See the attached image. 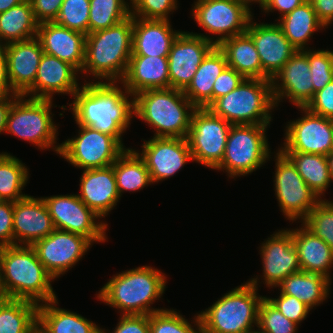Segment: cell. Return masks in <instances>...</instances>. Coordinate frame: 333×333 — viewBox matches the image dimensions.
<instances>
[{
	"instance_id": "1",
	"label": "cell",
	"mask_w": 333,
	"mask_h": 333,
	"mask_svg": "<svg viewBox=\"0 0 333 333\" xmlns=\"http://www.w3.org/2000/svg\"><path fill=\"white\" fill-rule=\"evenodd\" d=\"M117 84L120 82L85 80L73 95L69 108L73 111L76 124L112 135L124 146L122 134L130 127L134 116L133 95L127 92L124 85L121 88Z\"/></svg>"
},
{
	"instance_id": "2",
	"label": "cell",
	"mask_w": 333,
	"mask_h": 333,
	"mask_svg": "<svg viewBox=\"0 0 333 333\" xmlns=\"http://www.w3.org/2000/svg\"><path fill=\"white\" fill-rule=\"evenodd\" d=\"M0 279L3 295L37 305L57 298L51 286L55 280L27 245L3 247L0 252Z\"/></svg>"
},
{
	"instance_id": "3",
	"label": "cell",
	"mask_w": 333,
	"mask_h": 333,
	"mask_svg": "<svg viewBox=\"0 0 333 333\" xmlns=\"http://www.w3.org/2000/svg\"><path fill=\"white\" fill-rule=\"evenodd\" d=\"M166 278L165 273L157 268L139 266L113 275L96 294V298L122 315H150L165 309L151 305L162 298Z\"/></svg>"
},
{
	"instance_id": "4",
	"label": "cell",
	"mask_w": 333,
	"mask_h": 333,
	"mask_svg": "<svg viewBox=\"0 0 333 333\" xmlns=\"http://www.w3.org/2000/svg\"><path fill=\"white\" fill-rule=\"evenodd\" d=\"M132 40L133 16L115 26L88 33L80 74L92 75L96 82H120L132 55Z\"/></svg>"
},
{
	"instance_id": "5",
	"label": "cell",
	"mask_w": 333,
	"mask_h": 333,
	"mask_svg": "<svg viewBox=\"0 0 333 333\" xmlns=\"http://www.w3.org/2000/svg\"><path fill=\"white\" fill-rule=\"evenodd\" d=\"M196 107L174 88L150 89L133 96L136 118L154 129L153 137L186 138Z\"/></svg>"
},
{
	"instance_id": "6",
	"label": "cell",
	"mask_w": 333,
	"mask_h": 333,
	"mask_svg": "<svg viewBox=\"0 0 333 333\" xmlns=\"http://www.w3.org/2000/svg\"><path fill=\"white\" fill-rule=\"evenodd\" d=\"M258 276L222 295L201 311L202 333H246L258 324V311L265 296L257 293Z\"/></svg>"
},
{
	"instance_id": "7",
	"label": "cell",
	"mask_w": 333,
	"mask_h": 333,
	"mask_svg": "<svg viewBox=\"0 0 333 333\" xmlns=\"http://www.w3.org/2000/svg\"><path fill=\"white\" fill-rule=\"evenodd\" d=\"M274 108L276 109V105L271 80L247 78L208 107L214 115L231 125L270 124Z\"/></svg>"
},
{
	"instance_id": "8",
	"label": "cell",
	"mask_w": 333,
	"mask_h": 333,
	"mask_svg": "<svg viewBox=\"0 0 333 333\" xmlns=\"http://www.w3.org/2000/svg\"><path fill=\"white\" fill-rule=\"evenodd\" d=\"M26 98L24 95L15 98L7 115L5 133L35 145L37 149L49 148L59 154L58 126L51 112L53 100Z\"/></svg>"
},
{
	"instance_id": "9",
	"label": "cell",
	"mask_w": 333,
	"mask_h": 333,
	"mask_svg": "<svg viewBox=\"0 0 333 333\" xmlns=\"http://www.w3.org/2000/svg\"><path fill=\"white\" fill-rule=\"evenodd\" d=\"M270 124L232 125L227 137L221 164L215 170L227 172L228 177L246 176L271 159L266 131Z\"/></svg>"
},
{
	"instance_id": "10",
	"label": "cell",
	"mask_w": 333,
	"mask_h": 333,
	"mask_svg": "<svg viewBox=\"0 0 333 333\" xmlns=\"http://www.w3.org/2000/svg\"><path fill=\"white\" fill-rule=\"evenodd\" d=\"M192 7V19L215 37L207 36V33H190L204 37L216 46L227 38L245 33L254 15L249 4L239 0H196Z\"/></svg>"
},
{
	"instance_id": "11",
	"label": "cell",
	"mask_w": 333,
	"mask_h": 333,
	"mask_svg": "<svg viewBox=\"0 0 333 333\" xmlns=\"http://www.w3.org/2000/svg\"><path fill=\"white\" fill-rule=\"evenodd\" d=\"M78 125V136L61 143L59 155L76 168L96 169L111 166L127 149L112 135L93 127Z\"/></svg>"
},
{
	"instance_id": "12",
	"label": "cell",
	"mask_w": 333,
	"mask_h": 333,
	"mask_svg": "<svg viewBox=\"0 0 333 333\" xmlns=\"http://www.w3.org/2000/svg\"><path fill=\"white\" fill-rule=\"evenodd\" d=\"M231 126L208 108H196L186 137L193 162L215 170L223 159Z\"/></svg>"
},
{
	"instance_id": "13",
	"label": "cell",
	"mask_w": 333,
	"mask_h": 333,
	"mask_svg": "<svg viewBox=\"0 0 333 333\" xmlns=\"http://www.w3.org/2000/svg\"><path fill=\"white\" fill-rule=\"evenodd\" d=\"M275 158L274 191L285 219L302 222L321 200L297 172L292 161L278 148Z\"/></svg>"
},
{
	"instance_id": "14",
	"label": "cell",
	"mask_w": 333,
	"mask_h": 333,
	"mask_svg": "<svg viewBox=\"0 0 333 333\" xmlns=\"http://www.w3.org/2000/svg\"><path fill=\"white\" fill-rule=\"evenodd\" d=\"M42 198L55 229L83 235L92 243L107 241L108 224L102 220L98 222L101 217L89 209L77 194L53 195Z\"/></svg>"
},
{
	"instance_id": "15",
	"label": "cell",
	"mask_w": 333,
	"mask_h": 333,
	"mask_svg": "<svg viewBox=\"0 0 333 333\" xmlns=\"http://www.w3.org/2000/svg\"><path fill=\"white\" fill-rule=\"evenodd\" d=\"M302 116L285 126L282 152H302L328 156L333 151V119L298 107Z\"/></svg>"
},
{
	"instance_id": "16",
	"label": "cell",
	"mask_w": 333,
	"mask_h": 333,
	"mask_svg": "<svg viewBox=\"0 0 333 333\" xmlns=\"http://www.w3.org/2000/svg\"><path fill=\"white\" fill-rule=\"evenodd\" d=\"M92 243L77 233L55 229L50 235L34 242L38 260L56 280L68 272L90 250Z\"/></svg>"
},
{
	"instance_id": "17",
	"label": "cell",
	"mask_w": 333,
	"mask_h": 333,
	"mask_svg": "<svg viewBox=\"0 0 333 333\" xmlns=\"http://www.w3.org/2000/svg\"><path fill=\"white\" fill-rule=\"evenodd\" d=\"M141 148L137 153L145 161L152 183L167 180L193 161L186 138L152 136L144 140Z\"/></svg>"
},
{
	"instance_id": "18",
	"label": "cell",
	"mask_w": 333,
	"mask_h": 333,
	"mask_svg": "<svg viewBox=\"0 0 333 333\" xmlns=\"http://www.w3.org/2000/svg\"><path fill=\"white\" fill-rule=\"evenodd\" d=\"M216 45L204 37L182 31L168 54L170 88L184 91L198 66Z\"/></svg>"
},
{
	"instance_id": "19",
	"label": "cell",
	"mask_w": 333,
	"mask_h": 333,
	"mask_svg": "<svg viewBox=\"0 0 333 333\" xmlns=\"http://www.w3.org/2000/svg\"><path fill=\"white\" fill-rule=\"evenodd\" d=\"M311 80L308 49L297 50L271 80L276 107L285 98L297 108L306 107L314 97Z\"/></svg>"
},
{
	"instance_id": "20",
	"label": "cell",
	"mask_w": 333,
	"mask_h": 333,
	"mask_svg": "<svg viewBox=\"0 0 333 333\" xmlns=\"http://www.w3.org/2000/svg\"><path fill=\"white\" fill-rule=\"evenodd\" d=\"M263 275L266 287H277L286 277L301 270L292 232L282 229L274 232L260 245Z\"/></svg>"
},
{
	"instance_id": "21",
	"label": "cell",
	"mask_w": 333,
	"mask_h": 333,
	"mask_svg": "<svg viewBox=\"0 0 333 333\" xmlns=\"http://www.w3.org/2000/svg\"><path fill=\"white\" fill-rule=\"evenodd\" d=\"M249 21L246 33L252 38L262 65V79L272 80L297 49L277 23Z\"/></svg>"
},
{
	"instance_id": "22",
	"label": "cell",
	"mask_w": 333,
	"mask_h": 333,
	"mask_svg": "<svg viewBox=\"0 0 333 333\" xmlns=\"http://www.w3.org/2000/svg\"><path fill=\"white\" fill-rule=\"evenodd\" d=\"M80 72L57 57L43 54L34 84L23 94L30 98L52 100L53 95H73L81 87L77 81Z\"/></svg>"
},
{
	"instance_id": "23",
	"label": "cell",
	"mask_w": 333,
	"mask_h": 333,
	"mask_svg": "<svg viewBox=\"0 0 333 333\" xmlns=\"http://www.w3.org/2000/svg\"><path fill=\"white\" fill-rule=\"evenodd\" d=\"M55 230L42 197H27L13 202L14 245L31 246Z\"/></svg>"
},
{
	"instance_id": "24",
	"label": "cell",
	"mask_w": 333,
	"mask_h": 333,
	"mask_svg": "<svg viewBox=\"0 0 333 333\" xmlns=\"http://www.w3.org/2000/svg\"><path fill=\"white\" fill-rule=\"evenodd\" d=\"M4 46L9 84L16 94L23 95L34 84L43 48L36 37Z\"/></svg>"
},
{
	"instance_id": "25",
	"label": "cell",
	"mask_w": 333,
	"mask_h": 333,
	"mask_svg": "<svg viewBox=\"0 0 333 333\" xmlns=\"http://www.w3.org/2000/svg\"><path fill=\"white\" fill-rule=\"evenodd\" d=\"M45 54L59 58L79 72L85 61L86 35L56 22H44L38 25L37 36Z\"/></svg>"
},
{
	"instance_id": "26",
	"label": "cell",
	"mask_w": 333,
	"mask_h": 333,
	"mask_svg": "<svg viewBox=\"0 0 333 333\" xmlns=\"http://www.w3.org/2000/svg\"><path fill=\"white\" fill-rule=\"evenodd\" d=\"M80 194L77 196L99 217L105 218L121 197L118 194L112 166L82 170Z\"/></svg>"
},
{
	"instance_id": "27",
	"label": "cell",
	"mask_w": 333,
	"mask_h": 333,
	"mask_svg": "<svg viewBox=\"0 0 333 333\" xmlns=\"http://www.w3.org/2000/svg\"><path fill=\"white\" fill-rule=\"evenodd\" d=\"M120 83L133 96L150 89L170 88L168 56H131Z\"/></svg>"
},
{
	"instance_id": "28",
	"label": "cell",
	"mask_w": 333,
	"mask_h": 333,
	"mask_svg": "<svg viewBox=\"0 0 333 333\" xmlns=\"http://www.w3.org/2000/svg\"><path fill=\"white\" fill-rule=\"evenodd\" d=\"M181 32L172 28L170 20L133 17L131 56H168Z\"/></svg>"
},
{
	"instance_id": "29",
	"label": "cell",
	"mask_w": 333,
	"mask_h": 333,
	"mask_svg": "<svg viewBox=\"0 0 333 333\" xmlns=\"http://www.w3.org/2000/svg\"><path fill=\"white\" fill-rule=\"evenodd\" d=\"M292 232V240L298 252L302 271L325 276L332 282L333 251L327 243L314 235L303 224Z\"/></svg>"
},
{
	"instance_id": "30",
	"label": "cell",
	"mask_w": 333,
	"mask_h": 333,
	"mask_svg": "<svg viewBox=\"0 0 333 333\" xmlns=\"http://www.w3.org/2000/svg\"><path fill=\"white\" fill-rule=\"evenodd\" d=\"M227 66L226 56L218 46L203 59L191 83L183 91L196 108H208L212 104L214 81Z\"/></svg>"
},
{
	"instance_id": "31",
	"label": "cell",
	"mask_w": 333,
	"mask_h": 333,
	"mask_svg": "<svg viewBox=\"0 0 333 333\" xmlns=\"http://www.w3.org/2000/svg\"><path fill=\"white\" fill-rule=\"evenodd\" d=\"M57 305V298L38 305L37 325L45 333H101L98 324Z\"/></svg>"
},
{
	"instance_id": "32",
	"label": "cell",
	"mask_w": 333,
	"mask_h": 333,
	"mask_svg": "<svg viewBox=\"0 0 333 333\" xmlns=\"http://www.w3.org/2000/svg\"><path fill=\"white\" fill-rule=\"evenodd\" d=\"M219 49L225 54L228 67L247 79H262V65L252 38L245 32L223 40Z\"/></svg>"
},
{
	"instance_id": "33",
	"label": "cell",
	"mask_w": 333,
	"mask_h": 333,
	"mask_svg": "<svg viewBox=\"0 0 333 333\" xmlns=\"http://www.w3.org/2000/svg\"><path fill=\"white\" fill-rule=\"evenodd\" d=\"M331 284L325 276L300 270L286 277L277 287L282 294L296 297L312 310L329 297Z\"/></svg>"
},
{
	"instance_id": "34",
	"label": "cell",
	"mask_w": 333,
	"mask_h": 333,
	"mask_svg": "<svg viewBox=\"0 0 333 333\" xmlns=\"http://www.w3.org/2000/svg\"><path fill=\"white\" fill-rule=\"evenodd\" d=\"M285 37L297 50L308 49L306 45L315 32L324 29L318 20L313 5L309 0L296 7L292 12L277 19Z\"/></svg>"
},
{
	"instance_id": "35",
	"label": "cell",
	"mask_w": 333,
	"mask_h": 333,
	"mask_svg": "<svg viewBox=\"0 0 333 333\" xmlns=\"http://www.w3.org/2000/svg\"><path fill=\"white\" fill-rule=\"evenodd\" d=\"M36 21L30 0L0 13V44L25 41L37 36Z\"/></svg>"
},
{
	"instance_id": "36",
	"label": "cell",
	"mask_w": 333,
	"mask_h": 333,
	"mask_svg": "<svg viewBox=\"0 0 333 333\" xmlns=\"http://www.w3.org/2000/svg\"><path fill=\"white\" fill-rule=\"evenodd\" d=\"M111 166L120 197L125 191L137 192L153 184L146 163L136 149L127 148Z\"/></svg>"
},
{
	"instance_id": "37",
	"label": "cell",
	"mask_w": 333,
	"mask_h": 333,
	"mask_svg": "<svg viewBox=\"0 0 333 333\" xmlns=\"http://www.w3.org/2000/svg\"><path fill=\"white\" fill-rule=\"evenodd\" d=\"M295 165L297 172L307 186L320 199L324 197L332 179L329 171L327 156L302 152H283Z\"/></svg>"
},
{
	"instance_id": "38",
	"label": "cell",
	"mask_w": 333,
	"mask_h": 333,
	"mask_svg": "<svg viewBox=\"0 0 333 333\" xmlns=\"http://www.w3.org/2000/svg\"><path fill=\"white\" fill-rule=\"evenodd\" d=\"M36 303L4 298L0 303V333H31L37 325Z\"/></svg>"
},
{
	"instance_id": "39",
	"label": "cell",
	"mask_w": 333,
	"mask_h": 333,
	"mask_svg": "<svg viewBox=\"0 0 333 333\" xmlns=\"http://www.w3.org/2000/svg\"><path fill=\"white\" fill-rule=\"evenodd\" d=\"M29 168L22 160L0 152V201H19L28 195L21 190L28 183Z\"/></svg>"
},
{
	"instance_id": "40",
	"label": "cell",
	"mask_w": 333,
	"mask_h": 333,
	"mask_svg": "<svg viewBox=\"0 0 333 333\" xmlns=\"http://www.w3.org/2000/svg\"><path fill=\"white\" fill-rule=\"evenodd\" d=\"M125 0H90L88 33L115 26L131 16Z\"/></svg>"
},
{
	"instance_id": "41",
	"label": "cell",
	"mask_w": 333,
	"mask_h": 333,
	"mask_svg": "<svg viewBox=\"0 0 333 333\" xmlns=\"http://www.w3.org/2000/svg\"><path fill=\"white\" fill-rule=\"evenodd\" d=\"M179 313L173 308H166L150 314V333H202L201 320L198 313L194 316V320H191V324Z\"/></svg>"
},
{
	"instance_id": "42",
	"label": "cell",
	"mask_w": 333,
	"mask_h": 333,
	"mask_svg": "<svg viewBox=\"0 0 333 333\" xmlns=\"http://www.w3.org/2000/svg\"><path fill=\"white\" fill-rule=\"evenodd\" d=\"M301 223L333 251V201L321 199Z\"/></svg>"
},
{
	"instance_id": "43",
	"label": "cell",
	"mask_w": 333,
	"mask_h": 333,
	"mask_svg": "<svg viewBox=\"0 0 333 333\" xmlns=\"http://www.w3.org/2000/svg\"><path fill=\"white\" fill-rule=\"evenodd\" d=\"M89 13L90 0H64L54 22L87 35Z\"/></svg>"
},
{
	"instance_id": "44",
	"label": "cell",
	"mask_w": 333,
	"mask_h": 333,
	"mask_svg": "<svg viewBox=\"0 0 333 333\" xmlns=\"http://www.w3.org/2000/svg\"><path fill=\"white\" fill-rule=\"evenodd\" d=\"M299 325L288 320L266 296L260 303L257 328L265 333H296Z\"/></svg>"
},
{
	"instance_id": "45",
	"label": "cell",
	"mask_w": 333,
	"mask_h": 333,
	"mask_svg": "<svg viewBox=\"0 0 333 333\" xmlns=\"http://www.w3.org/2000/svg\"><path fill=\"white\" fill-rule=\"evenodd\" d=\"M308 48V63L314 94L333 80V51Z\"/></svg>"
},
{
	"instance_id": "46",
	"label": "cell",
	"mask_w": 333,
	"mask_h": 333,
	"mask_svg": "<svg viewBox=\"0 0 333 333\" xmlns=\"http://www.w3.org/2000/svg\"><path fill=\"white\" fill-rule=\"evenodd\" d=\"M130 14L142 19L170 20L178 8L177 0H130Z\"/></svg>"
},
{
	"instance_id": "47",
	"label": "cell",
	"mask_w": 333,
	"mask_h": 333,
	"mask_svg": "<svg viewBox=\"0 0 333 333\" xmlns=\"http://www.w3.org/2000/svg\"><path fill=\"white\" fill-rule=\"evenodd\" d=\"M288 320L301 324L306 319L311 309L294 296L282 294L277 298L266 297Z\"/></svg>"
},
{
	"instance_id": "48",
	"label": "cell",
	"mask_w": 333,
	"mask_h": 333,
	"mask_svg": "<svg viewBox=\"0 0 333 333\" xmlns=\"http://www.w3.org/2000/svg\"><path fill=\"white\" fill-rule=\"evenodd\" d=\"M306 108L314 114L333 119V80L314 94Z\"/></svg>"
},
{
	"instance_id": "49",
	"label": "cell",
	"mask_w": 333,
	"mask_h": 333,
	"mask_svg": "<svg viewBox=\"0 0 333 333\" xmlns=\"http://www.w3.org/2000/svg\"><path fill=\"white\" fill-rule=\"evenodd\" d=\"M245 78L236 70L226 67L216 78L212 90V103L237 88Z\"/></svg>"
},
{
	"instance_id": "50",
	"label": "cell",
	"mask_w": 333,
	"mask_h": 333,
	"mask_svg": "<svg viewBox=\"0 0 333 333\" xmlns=\"http://www.w3.org/2000/svg\"><path fill=\"white\" fill-rule=\"evenodd\" d=\"M112 333H150V315H121ZM101 333H109L101 328Z\"/></svg>"
},
{
	"instance_id": "51",
	"label": "cell",
	"mask_w": 333,
	"mask_h": 333,
	"mask_svg": "<svg viewBox=\"0 0 333 333\" xmlns=\"http://www.w3.org/2000/svg\"><path fill=\"white\" fill-rule=\"evenodd\" d=\"M0 245L14 246L13 202L0 201Z\"/></svg>"
},
{
	"instance_id": "52",
	"label": "cell",
	"mask_w": 333,
	"mask_h": 333,
	"mask_svg": "<svg viewBox=\"0 0 333 333\" xmlns=\"http://www.w3.org/2000/svg\"><path fill=\"white\" fill-rule=\"evenodd\" d=\"M64 0H30L36 21L54 22Z\"/></svg>"
},
{
	"instance_id": "53",
	"label": "cell",
	"mask_w": 333,
	"mask_h": 333,
	"mask_svg": "<svg viewBox=\"0 0 333 333\" xmlns=\"http://www.w3.org/2000/svg\"><path fill=\"white\" fill-rule=\"evenodd\" d=\"M314 7L318 20L328 28L333 24V0H309Z\"/></svg>"
},
{
	"instance_id": "54",
	"label": "cell",
	"mask_w": 333,
	"mask_h": 333,
	"mask_svg": "<svg viewBox=\"0 0 333 333\" xmlns=\"http://www.w3.org/2000/svg\"><path fill=\"white\" fill-rule=\"evenodd\" d=\"M307 0H270L263 8L262 11L267 14L269 12L279 11L280 17L292 12L296 7L302 5Z\"/></svg>"
},
{
	"instance_id": "55",
	"label": "cell",
	"mask_w": 333,
	"mask_h": 333,
	"mask_svg": "<svg viewBox=\"0 0 333 333\" xmlns=\"http://www.w3.org/2000/svg\"><path fill=\"white\" fill-rule=\"evenodd\" d=\"M16 94L9 84L5 46L0 44V95Z\"/></svg>"
},
{
	"instance_id": "56",
	"label": "cell",
	"mask_w": 333,
	"mask_h": 333,
	"mask_svg": "<svg viewBox=\"0 0 333 333\" xmlns=\"http://www.w3.org/2000/svg\"><path fill=\"white\" fill-rule=\"evenodd\" d=\"M18 94L0 95V134L5 132L7 115Z\"/></svg>"
},
{
	"instance_id": "57",
	"label": "cell",
	"mask_w": 333,
	"mask_h": 333,
	"mask_svg": "<svg viewBox=\"0 0 333 333\" xmlns=\"http://www.w3.org/2000/svg\"><path fill=\"white\" fill-rule=\"evenodd\" d=\"M26 0H0V13L9 10L10 8L23 3Z\"/></svg>"
},
{
	"instance_id": "58",
	"label": "cell",
	"mask_w": 333,
	"mask_h": 333,
	"mask_svg": "<svg viewBox=\"0 0 333 333\" xmlns=\"http://www.w3.org/2000/svg\"><path fill=\"white\" fill-rule=\"evenodd\" d=\"M331 179L333 180V151L327 156Z\"/></svg>"
},
{
	"instance_id": "59",
	"label": "cell",
	"mask_w": 333,
	"mask_h": 333,
	"mask_svg": "<svg viewBox=\"0 0 333 333\" xmlns=\"http://www.w3.org/2000/svg\"><path fill=\"white\" fill-rule=\"evenodd\" d=\"M270 0H250L249 7L252 5V3H259V7L260 9H262Z\"/></svg>"
},
{
	"instance_id": "60",
	"label": "cell",
	"mask_w": 333,
	"mask_h": 333,
	"mask_svg": "<svg viewBox=\"0 0 333 333\" xmlns=\"http://www.w3.org/2000/svg\"><path fill=\"white\" fill-rule=\"evenodd\" d=\"M31 333H45L38 325H36Z\"/></svg>"
},
{
	"instance_id": "61",
	"label": "cell",
	"mask_w": 333,
	"mask_h": 333,
	"mask_svg": "<svg viewBox=\"0 0 333 333\" xmlns=\"http://www.w3.org/2000/svg\"><path fill=\"white\" fill-rule=\"evenodd\" d=\"M246 333H265V332H263L262 330H260V329L258 328L257 330H255V329L249 330V331H247Z\"/></svg>"
},
{
	"instance_id": "62",
	"label": "cell",
	"mask_w": 333,
	"mask_h": 333,
	"mask_svg": "<svg viewBox=\"0 0 333 333\" xmlns=\"http://www.w3.org/2000/svg\"><path fill=\"white\" fill-rule=\"evenodd\" d=\"M4 298H5V297H4V295H3V291H0V303L3 301Z\"/></svg>"
},
{
	"instance_id": "63",
	"label": "cell",
	"mask_w": 333,
	"mask_h": 333,
	"mask_svg": "<svg viewBox=\"0 0 333 333\" xmlns=\"http://www.w3.org/2000/svg\"><path fill=\"white\" fill-rule=\"evenodd\" d=\"M239 1H242V2H245L247 4H250V0H239Z\"/></svg>"
},
{
	"instance_id": "64",
	"label": "cell",
	"mask_w": 333,
	"mask_h": 333,
	"mask_svg": "<svg viewBox=\"0 0 333 333\" xmlns=\"http://www.w3.org/2000/svg\"><path fill=\"white\" fill-rule=\"evenodd\" d=\"M0 291H2V286H1V279H0Z\"/></svg>"
}]
</instances>
